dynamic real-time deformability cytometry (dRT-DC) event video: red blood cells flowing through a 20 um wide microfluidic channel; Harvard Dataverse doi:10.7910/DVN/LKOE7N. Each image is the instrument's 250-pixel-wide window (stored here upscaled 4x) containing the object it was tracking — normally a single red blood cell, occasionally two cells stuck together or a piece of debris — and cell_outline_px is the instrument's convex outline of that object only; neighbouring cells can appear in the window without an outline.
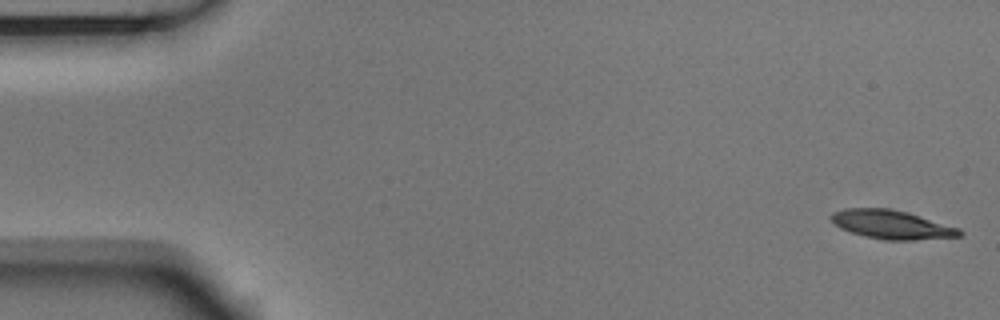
{"species": "Egyptian fruit bat (a non-hibernating species)", "species_latin": "Rousettus aegyptiacus", "temperature_condition": "room temperature", "stored_images_in_passage": 53, "camera_frame_rate_fps": 3000, "um_per_image_px": 0.085, "animal": {"sex": "male"}, "frame": {"image": 1, "passage_image": 1, "time_ms": 0.0, "image_size_px": [1000, 320], "cell_outline_px": [[964, 232], [960, 236], [916, 240], [884, 240], [864, 236], [840, 228], [828, 216], [832, 212], [844, 208], [888, 208], [908, 212], [960, 228]], "centroid_in_image_um": [75.79, 19.08], "position_along_channel_um": 9.2, "area_um2": 21.62}}
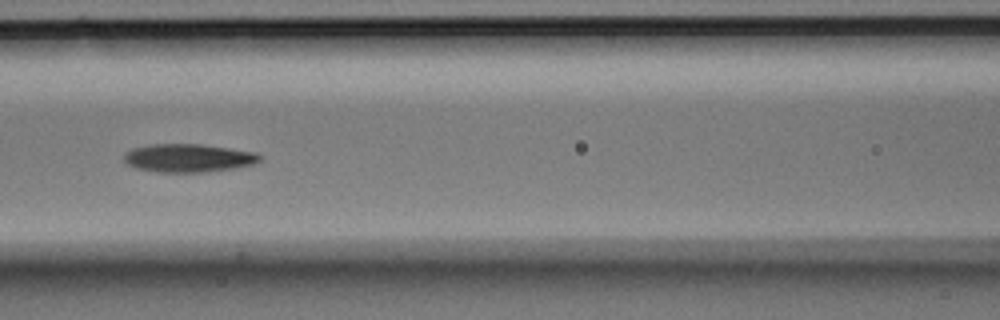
{"frame": {"image": 2, "passage_image": 23, "time_ms": 7.333, "image_size_px": [1000, 320], "cell_outline_px": [[264, 156], [260, 160], [252, 164], [236, 168], [204, 172], [156, 172], [136, 168], [128, 164], [124, 160], [124, 152], [132, 148], [152, 144], [200, 144], [256, 152]], "centroid_in_image_um": [16.01, 13.43], "position_along_channel_um": 150.6, "area_um2": 22.43}}
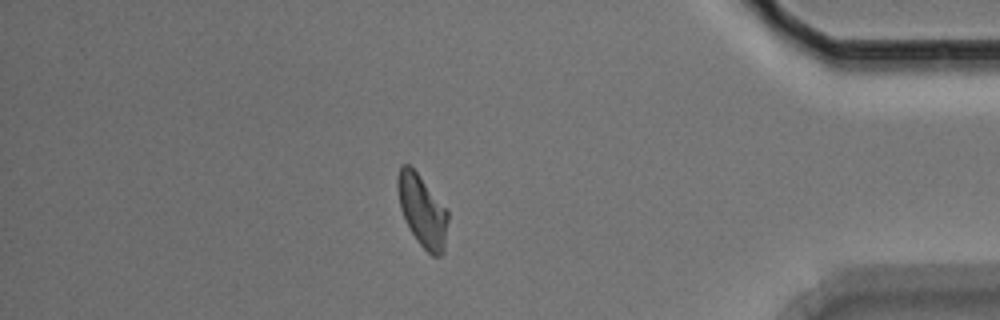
{"frame": {"image": 3, "passage_image": 46, "time_ms": 15.0, "image_size_px": [1000, 320], "cell_outline_px": [[448, 220], [444, 252], [440, 256], [432, 256], [416, 240], [400, 208], [396, 188], [396, 176], [400, 164], [408, 164], [420, 176], [448, 208]], "centroid_in_image_um": [35.9, 17.88], "position_along_channel_um": 399.3, "area_um2": 21.27}, "authors_computed_cell_mechanics": {"area_um2": 21.675, "velocity_mm_per_s": 3.7249, "shape_relaxation_time_tau1_ms": 5.2902, "shape_relaxation_time_tau2_ms": 5.1583, "deformation_change_tau1": 0.1488, "deformation_change_tau2": 0.1054}}